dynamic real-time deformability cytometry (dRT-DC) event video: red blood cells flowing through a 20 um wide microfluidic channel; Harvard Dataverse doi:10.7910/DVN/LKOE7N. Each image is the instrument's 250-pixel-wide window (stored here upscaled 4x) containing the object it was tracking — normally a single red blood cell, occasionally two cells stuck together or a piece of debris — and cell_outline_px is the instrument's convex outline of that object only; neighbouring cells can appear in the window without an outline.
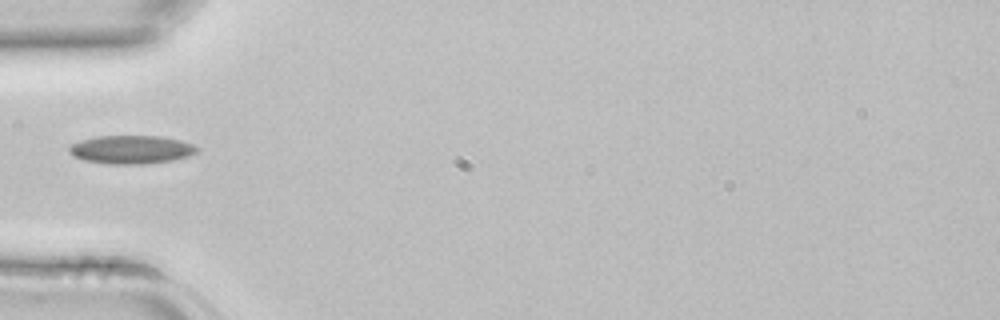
{"species": "common noctule bat (a hibernating species)", "species_latin": "Nyctalus noctula", "temperature_condition": "room temperature", "stored_images_in_passage": 3, "camera_frame_rate_fps": 3000, "um_per_image_px": 0.085, "animal": {"sex": "female", "body_mass_g": 22.7, "forearm_length_mm": 54.2}, "frame": {"image": 1, "passage_image": 3, "time_ms": 0.667, "image_size_px": [1000, 320], "cell_outline_px": [[200, 148], [196, 152], [188, 156], [172, 160], [144, 164], [108, 164], [84, 160], [72, 156], [68, 152], [68, 148], [72, 144], [80, 140], [96, 136], [160, 136], [180, 140], [192, 144]], "centroid_in_image_um": [11.13, 12.71], "position_along_channel_um": 73.9, "area_um2": 21.21}}